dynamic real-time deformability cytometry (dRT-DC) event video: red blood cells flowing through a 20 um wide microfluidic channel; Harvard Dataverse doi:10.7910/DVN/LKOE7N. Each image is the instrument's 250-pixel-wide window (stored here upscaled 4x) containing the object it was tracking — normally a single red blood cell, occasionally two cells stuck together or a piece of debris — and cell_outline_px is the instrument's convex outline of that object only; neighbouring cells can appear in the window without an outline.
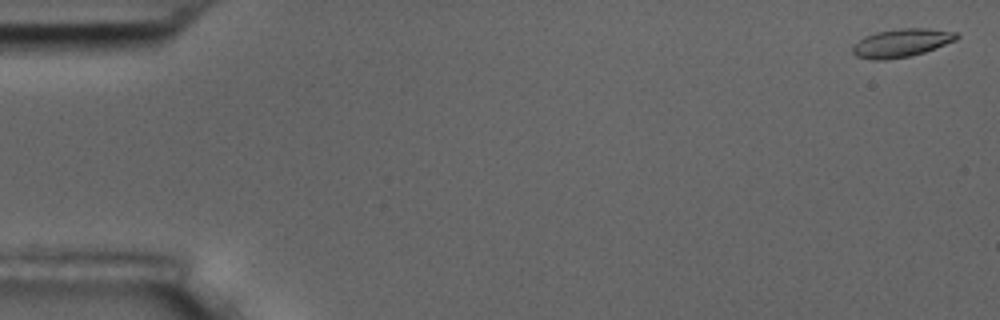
{"species": "common noctule bat (a hibernating species)", "species_latin": "Nyctalus noctula", "temperature_condition": "room temperature", "stored_images_in_passage": 4, "camera_frame_rate_fps": 3000, "um_per_image_px": 0.085, "animal": {"sex": "male", "body_mass_g": 17.5, "forearm_length_mm": 52.3}, "frame": {"image": 1, "passage_image": 1, "time_ms": 0.0, "image_size_px": [1000, 320], "cell_outline_px": [[960, 36], [956, 40], [936, 48], [924, 52], [908, 56], [884, 60], [872, 60], [856, 56], [852, 52], [852, 48], [864, 36], [876, 32], [900, 28], [928, 28], [960, 32]], "centroid_in_image_um": [76.67, 3.63], "position_along_channel_um": 8.3, "area_um2": 17.17}}